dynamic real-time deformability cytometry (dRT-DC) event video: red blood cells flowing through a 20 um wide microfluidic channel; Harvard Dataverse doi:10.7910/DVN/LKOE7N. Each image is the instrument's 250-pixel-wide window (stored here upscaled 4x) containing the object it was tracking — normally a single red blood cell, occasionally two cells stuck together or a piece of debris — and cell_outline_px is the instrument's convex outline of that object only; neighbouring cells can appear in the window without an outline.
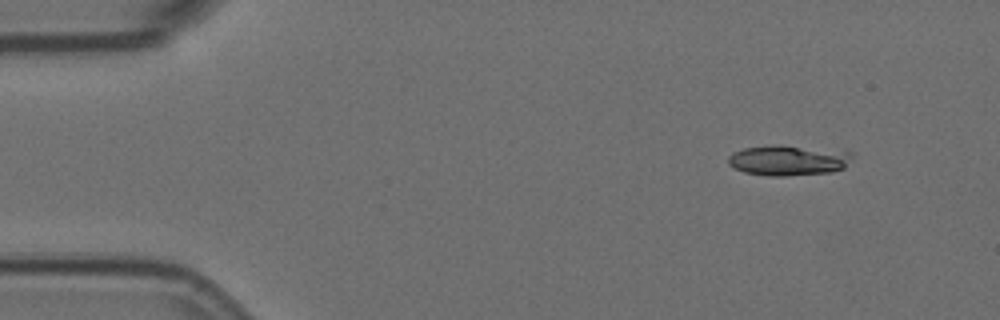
{"species": "Egyptian fruit bat (a non-hibernating species)", "species_latin": "Rousettus aegyptiacus", "temperature_condition": "room temperature", "stored_images_in_passage": 4, "camera_frame_rate_fps": 3000, "um_per_image_px": 0.085, "animal": {"sex": "female"}, "frame": {"image": 1, "passage_image": 1, "time_ms": 0.0, "image_size_px": [1000, 320], "cell_outline_px": [[852, 156], [844, 168], [832, 172], [784, 176], [768, 176], [744, 172], [728, 164], [728, 156], [744, 148], [772, 144], [780, 144], [852, 152]], "centroid_in_image_um": [67.0, 13.62], "position_along_channel_um": 18.0, "area_um2": 21.96}}